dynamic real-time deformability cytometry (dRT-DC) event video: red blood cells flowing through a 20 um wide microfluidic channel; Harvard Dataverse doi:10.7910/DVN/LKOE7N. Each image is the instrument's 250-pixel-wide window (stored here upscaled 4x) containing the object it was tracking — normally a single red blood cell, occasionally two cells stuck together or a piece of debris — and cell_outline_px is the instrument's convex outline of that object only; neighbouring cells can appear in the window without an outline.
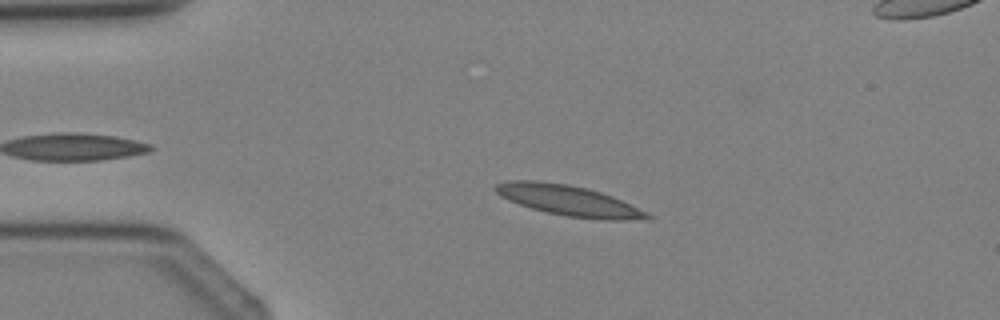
{"species": "Egyptian fruit bat (a non-hibernating species)", "species_latin": "Rousettus aegyptiacus", "temperature_condition": "cold", "stored_images_in_passage": 4, "camera_frame_rate_fps": 3000, "um_per_image_px": 0.085, "animal": {"sex": "female"}, "frame": {"image": 1, "passage_image": 3, "time_ms": 2.333, "image_size_px": [1000, 320], "cell_outline_px": [[652, 220], [604, 220], [568, 216], [548, 212], [532, 208], [508, 200], [500, 196], [492, 188], [496, 184], [508, 180], [536, 180], [568, 184], [588, 188], [612, 196], [648, 212], [652, 216]], "centroid_in_image_um": [48.36, 17.04], "position_along_channel_um": 36.6, "area_um2": 27.05}}